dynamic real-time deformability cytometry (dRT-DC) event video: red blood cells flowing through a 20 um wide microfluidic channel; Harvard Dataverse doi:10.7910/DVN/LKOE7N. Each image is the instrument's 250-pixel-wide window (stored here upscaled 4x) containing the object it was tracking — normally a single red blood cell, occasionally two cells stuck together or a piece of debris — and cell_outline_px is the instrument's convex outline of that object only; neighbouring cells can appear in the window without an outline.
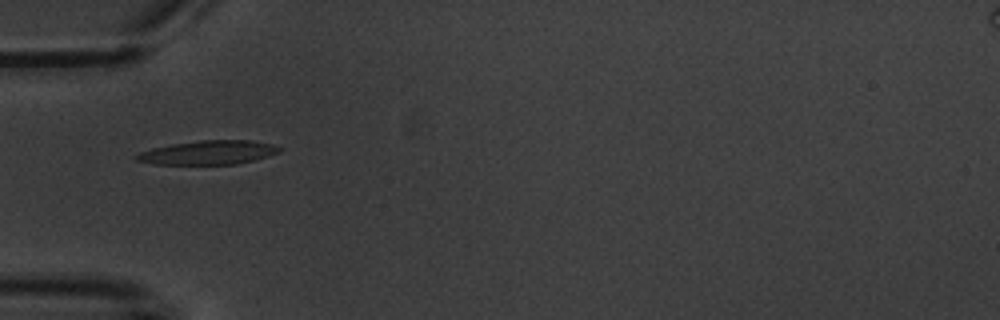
{"species": "common noctule bat (a hibernating species)", "species_latin": "Nyctalus noctula", "temperature_condition": "warm", "stored_images_in_passage": 6, "camera_frame_rate_fps": 3000, "um_per_image_px": 0.085, "animal": {"sex": "male", "body_mass_g": 20.1, "forearm_length_mm": 53.5}, "frame": {"image": 1, "passage_image": 4, "time_ms": 3.667, "image_size_px": [1000, 320], "cell_outline_px": [[280, 152], [268, 156], [236, 164], [152, 164], [136, 160], [132, 156], [140, 152], [152, 148], [172, 144], [200, 140], [252, 140], [272, 144], [280, 148]], "centroid_in_image_um": [17.67, 12.96], "position_along_channel_um": 67.3, "area_um2": 19.88}}
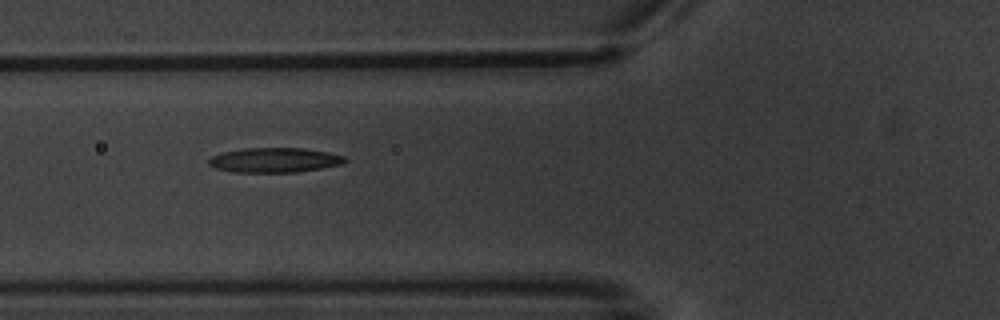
{"frame": {"image": 2, "passage_image": 5, "time_ms": 4.667, "image_size_px": [1000, 320], "cell_outline_px": [[348, 160], [344, 164], [296, 172], [236, 172], [216, 168], [208, 164], [208, 160], [212, 156], [224, 152], [244, 148], [304, 148], [328, 152], [344, 156]], "centroid_in_image_um": [23.37, 13.6], "position_along_channel_um": 102.4, "area_um2": 19.54}}
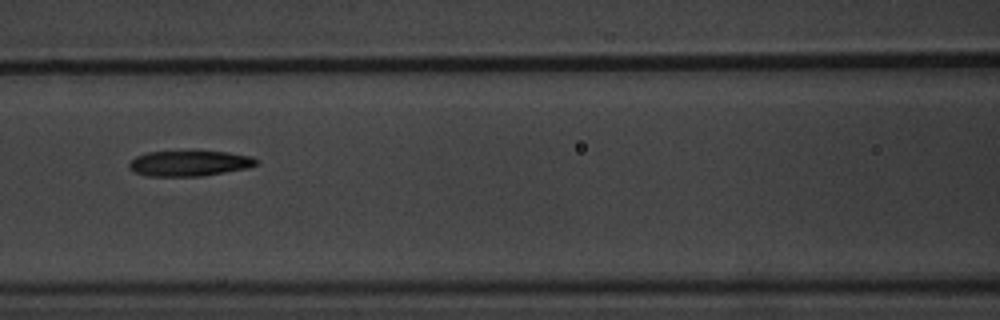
{"frame": {"image": 3, "passage_image": 6, "time_ms": 6.0, "image_size_px": [1000, 320], "cell_outline_px": [[256, 164], [248, 168], [204, 176], [148, 176], [136, 172], [128, 168], [128, 164], [136, 156], [148, 152], [228, 152], [252, 156], [256, 160]], "centroid_in_image_um": [16.1, 13.89], "position_along_channel_um": 150.5, "area_um2": 18.67}}